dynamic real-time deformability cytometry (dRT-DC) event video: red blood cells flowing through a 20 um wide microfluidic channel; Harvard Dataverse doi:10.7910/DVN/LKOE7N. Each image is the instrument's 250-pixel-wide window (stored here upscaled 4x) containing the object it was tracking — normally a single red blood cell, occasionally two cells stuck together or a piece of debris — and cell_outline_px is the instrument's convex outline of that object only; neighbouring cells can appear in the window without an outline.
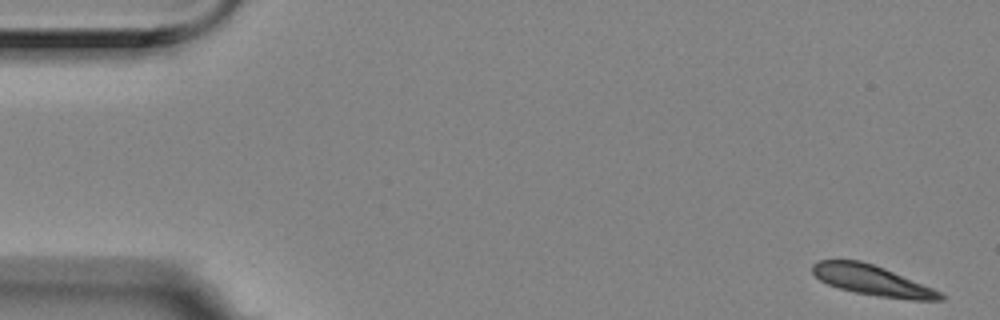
{"species": "Egyptian fruit bat (a non-hibernating species)", "species_latin": "Rousettus aegyptiacus", "temperature_condition": "room temperature", "stored_images_in_passage": 2, "camera_frame_rate_fps": 3000, "um_per_image_px": 0.085, "animal": {"sex": "female"}, "frame": {"image": 1, "passage_image": 1, "time_ms": 0.0, "image_size_px": [1000, 320], "cell_outline_px": [[944, 300], [912, 300], [880, 296], [856, 292], [840, 288], [828, 284], [820, 280], [812, 272], [812, 264], [820, 260], [860, 260], [884, 268], [932, 288], [940, 292], [944, 296]], "centroid_in_image_um": [74.12, 23.83], "position_along_channel_um": 10.9, "area_um2": 22.08}}